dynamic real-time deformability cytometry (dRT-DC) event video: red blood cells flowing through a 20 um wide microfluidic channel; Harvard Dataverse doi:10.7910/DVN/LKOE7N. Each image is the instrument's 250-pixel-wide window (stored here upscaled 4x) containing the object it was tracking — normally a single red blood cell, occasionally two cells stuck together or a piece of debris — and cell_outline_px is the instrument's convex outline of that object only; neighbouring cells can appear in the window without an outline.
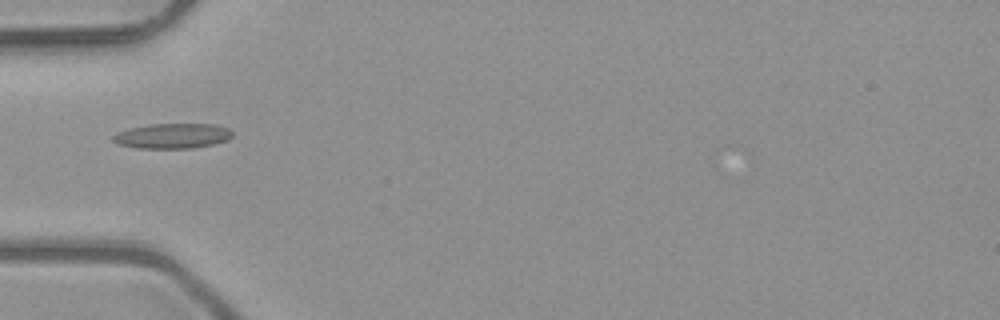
{"species": "common noctule bat (a hibernating species)", "species_latin": "Nyctalus noctula", "temperature_condition": "room temperature", "stored_images_in_passage": 2, "camera_frame_rate_fps": 3000, "um_per_image_px": 0.085, "animal": {"sex": "male", "body_mass_g": 23.1, "forearm_length_mm": 52.7}, "frame": {"image": 1, "passage_image": 2, "time_ms": 0.333, "image_size_px": [1000, 320], "cell_outline_px": [[232, 136], [228, 140], [212, 144], [192, 148], [140, 148], [120, 144], [112, 140], [112, 136], [116, 132], [128, 128], [148, 124], [216, 124], [228, 128], [232, 132]], "centroid_in_image_um": [14.65, 11.54], "position_along_channel_um": 70.3, "area_um2": 17.46}}